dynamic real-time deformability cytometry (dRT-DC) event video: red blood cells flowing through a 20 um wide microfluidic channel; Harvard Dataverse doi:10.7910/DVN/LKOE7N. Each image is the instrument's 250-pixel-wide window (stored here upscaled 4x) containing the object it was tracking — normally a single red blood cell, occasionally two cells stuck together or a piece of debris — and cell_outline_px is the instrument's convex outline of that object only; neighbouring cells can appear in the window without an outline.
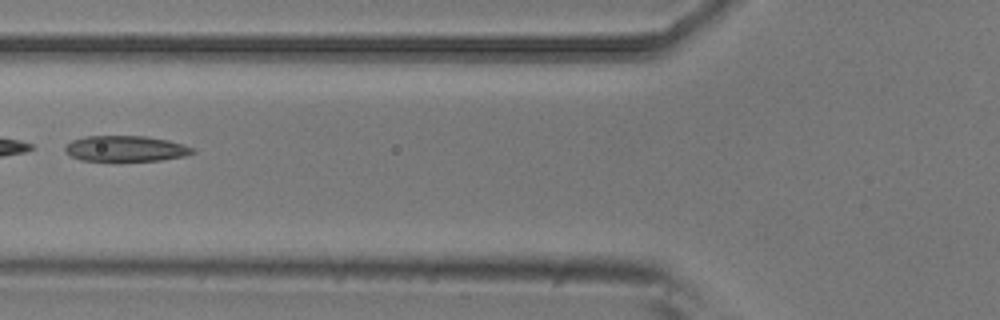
{"species": "common noctule bat (a hibernating species)", "species_latin": "Nyctalus noctula", "temperature_condition": "room temperature", "stored_images_in_passage": 7, "camera_frame_rate_fps": 3000, "um_per_image_px": 0.085, "animal": {"sex": "male", "body_mass_g": 20.5, "forearm_length_mm": 52.5}, "frame": {"image": 1, "passage_image": 6, "time_ms": 1.667, "image_size_px": [1000, 320], "cell_outline_px": [[196, 152], [184, 156], [160, 160], [80, 160], [64, 152], [64, 148], [72, 140], [84, 136], [144, 136], [168, 140], [196, 148]], "centroid_in_image_um": [10.69, 12.62], "position_along_channel_um": 115.1, "area_um2": 18.96}}
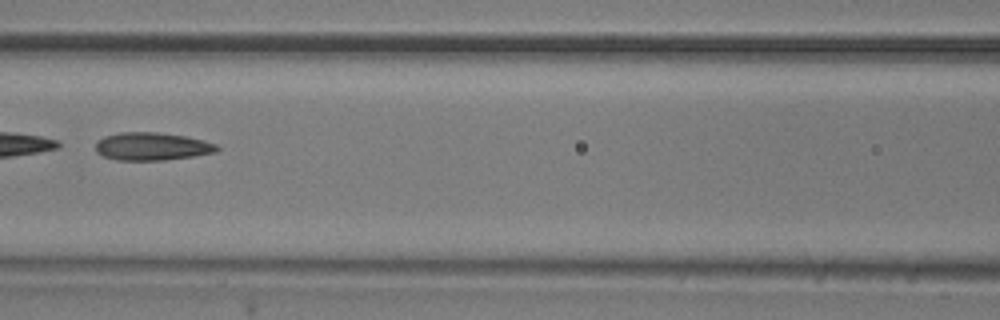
{"frame": {"image": 2, "passage_image": 7, "time_ms": 2.0, "image_size_px": [1000, 320], "cell_outline_px": [[220, 148], [216, 152], [192, 156], [164, 160], [116, 160], [104, 156], [96, 152], [96, 140], [104, 136], [120, 132], [156, 132], [184, 136], [204, 140], [216, 144]], "centroid_in_image_um": [12.89, 12.44], "position_along_channel_um": 153.7, "area_um2": 19.71}}